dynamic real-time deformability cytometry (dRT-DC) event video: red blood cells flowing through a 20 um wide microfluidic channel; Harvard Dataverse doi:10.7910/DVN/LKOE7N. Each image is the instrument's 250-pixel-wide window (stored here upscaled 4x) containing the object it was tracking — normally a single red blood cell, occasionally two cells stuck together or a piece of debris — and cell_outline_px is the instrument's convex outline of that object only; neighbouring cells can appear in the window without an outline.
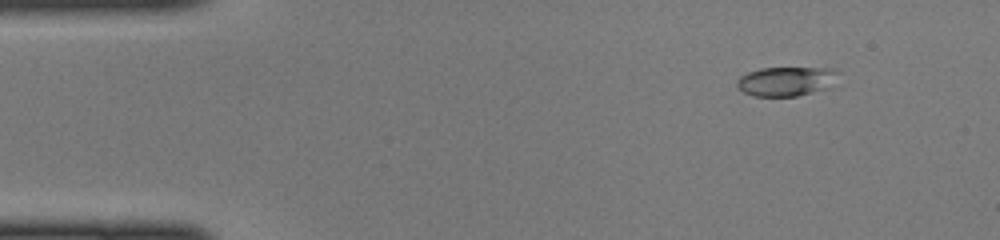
{"species": "common noctule bat (a hibernating species)", "species_latin": "Nyctalus noctula", "temperature_condition": "cold", "stored_images_in_passage": 46, "camera_frame_rate_fps": 3000, "um_per_image_px": 0.085, "animal": {"sex": "female", "body_mass_g": 22.0, "forearm_length_mm": 56.7}, "frame": {"image": 1, "passage_image": 5, "time_ms": 1.333, "image_size_px": [1000, 240], "cell_outline_px": [[840, 72], [832, 88], [796, 96], [752, 96], [736, 88], [736, 80], [740, 76], [748, 72], [760, 68], [836, 68]], "centroid_in_image_um": [66.87, 6.91], "position_along_channel_um": 18.1, "area_um2": 17.74}}
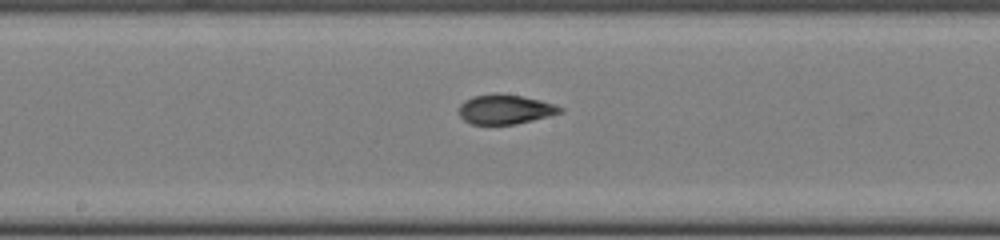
{"frame": {"image": 2, "passage_image": 24, "time_ms": 7.667, "image_size_px": [1000, 240], "cell_outline_px": [[564, 112], [516, 124], [472, 124], [464, 120], [460, 116], [460, 104], [464, 100], [472, 96], [496, 92], [500, 92], [540, 100], [556, 104], [564, 108]], "centroid_in_image_um": [42.95, 9.27], "position_along_channel_um": 205.3, "area_um2": 17.57}}
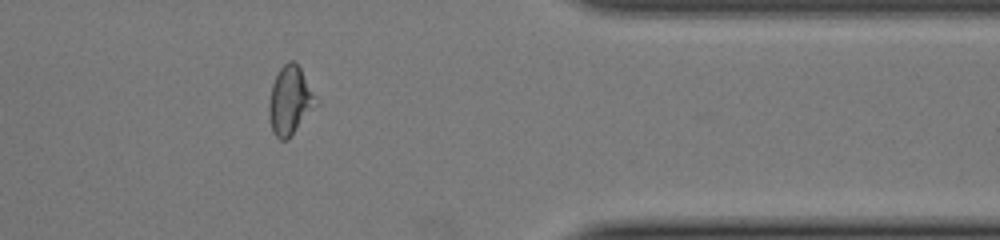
{"frame": {"image": 3, "passage_image": 38, "time_ms": 12.333, "image_size_px": [1000, 240], "cell_outline_px": [[316, 104], [288, 140], [280, 140], [272, 132], [268, 116], [268, 100], [272, 84], [280, 68], [288, 60], [292, 60], [300, 68]], "centroid_in_image_um": [24.56, 8.58], "position_along_channel_um": 386.8, "area_um2": 18.09}}